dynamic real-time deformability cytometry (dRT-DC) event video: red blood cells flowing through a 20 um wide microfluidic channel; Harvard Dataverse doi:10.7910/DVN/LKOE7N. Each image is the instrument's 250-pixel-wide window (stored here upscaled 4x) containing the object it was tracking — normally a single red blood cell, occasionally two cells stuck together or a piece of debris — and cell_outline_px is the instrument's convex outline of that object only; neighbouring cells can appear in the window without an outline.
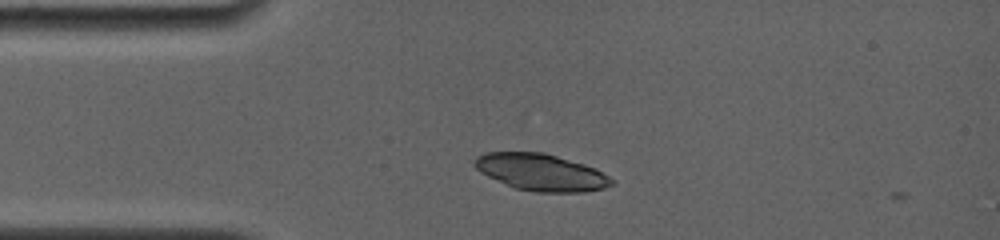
{"species": "common noctule bat (a hibernating species)", "species_latin": "Nyctalus noctula", "temperature_condition": "room temperature", "stored_images_in_passage": 2, "camera_frame_rate_fps": 4000, "um_per_image_px": 0.085, "animal": {"sex": "female", "body_mass_g": 19.0, "forearm_length_mm": 56.7}, "frame": {"image": 1, "passage_image": 1, "time_ms": 0.0, "image_size_px": [1000, 240], "cell_outline_px": [[616, 184], [604, 188], [584, 192], [536, 192], [516, 188], [488, 176], [480, 172], [472, 164], [472, 160], [476, 156], [484, 152], [544, 152], [584, 164], [596, 168], [608, 176]], "centroid_in_image_um": [45.98, 14.63], "position_along_channel_um": 39.0, "area_um2": 29.48}}